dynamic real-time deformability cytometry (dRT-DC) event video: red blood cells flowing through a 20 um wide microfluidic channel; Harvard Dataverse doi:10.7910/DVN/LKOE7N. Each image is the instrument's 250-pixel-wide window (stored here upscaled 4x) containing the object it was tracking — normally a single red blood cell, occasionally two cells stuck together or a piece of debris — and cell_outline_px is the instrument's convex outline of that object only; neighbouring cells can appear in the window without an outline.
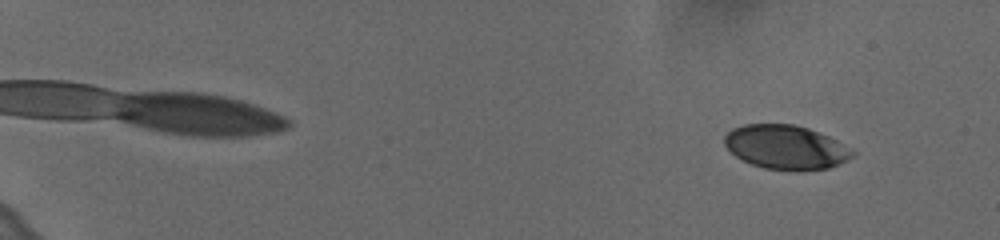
{"species": "human", "species_latin": "Homo sapiens", "temperature_condition": "cold", "stored_images_in_passage": 54, "camera_frame_rate_fps": 3000, "um_per_image_px": 0.085, "donor": {"sex": "female"}, "frame": {"image": 1, "passage_image": 5, "time_ms": 1.333, "image_size_px": [1000, 240], "cell_outline_px": [[856, 152], [848, 160], [840, 164], [828, 168], [764, 168], [752, 164], [736, 156], [724, 144], [724, 136], [732, 128], [744, 124], [792, 124], [808, 128], [828, 136], [836, 140]], "centroid_in_image_um": [66.78, 12.47], "position_along_channel_um": 18.2, "area_um2": 32.08}}
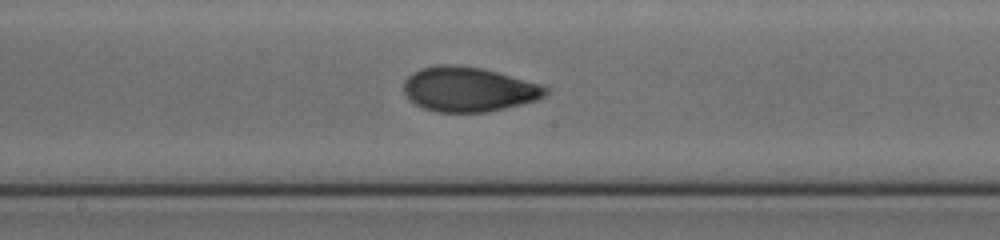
{"frame": {"image": 2, "passage_image": 32, "time_ms": 10.333, "image_size_px": [1000, 240], "cell_outline_px": [[548, 92], [544, 96], [536, 100], [488, 112], [436, 112], [424, 108], [408, 100], [404, 92], [404, 80], [412, 72], [420, 68], [436, 64], [456, 64], [480, 68], [496, 72], [536, 84], [548, 88]], "centroid_in_image_um": [39.74, 7.59], "position_along_channel_um": 208.5, "area_um2": 36.7}}
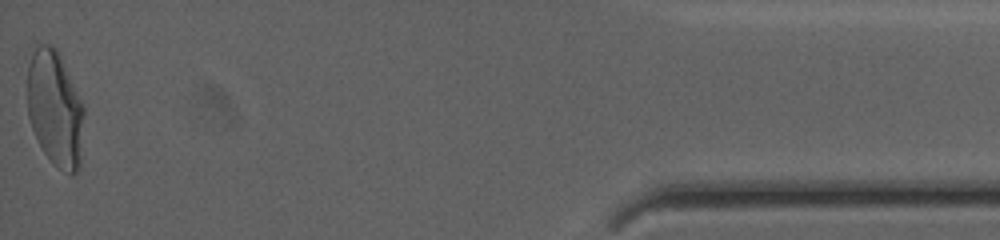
{"frame": {"image": 3, "passage_image": 54, "time_ms": 17.667, "image_size_px": [1000, 240], "cell_outline_px": [[84, 112], [80, 168], [76, 172], [68, 172], [60, 168], [44, 152], [32, 128], [28, 116], [28, 64], [36, 40], [48, 44], [56, 48], [60, 52], [84, 108]], "centroid_in_image_um": [4.67, 9.13], "position_along_channel_um": 430.5, "area_um2": 38.26}, "authors_computed_cell_mechanics": {"area_um2": 35.9516, "velocity_mm_per_s": 3.6486, "shape_relaxation_time_tau1_ms": 5.0584, "shape_relaxation_time_tau2_ms": 1.2491, "deformation_change_tau1": 0.1723, "deformation_change_tau2": 0.0555}}